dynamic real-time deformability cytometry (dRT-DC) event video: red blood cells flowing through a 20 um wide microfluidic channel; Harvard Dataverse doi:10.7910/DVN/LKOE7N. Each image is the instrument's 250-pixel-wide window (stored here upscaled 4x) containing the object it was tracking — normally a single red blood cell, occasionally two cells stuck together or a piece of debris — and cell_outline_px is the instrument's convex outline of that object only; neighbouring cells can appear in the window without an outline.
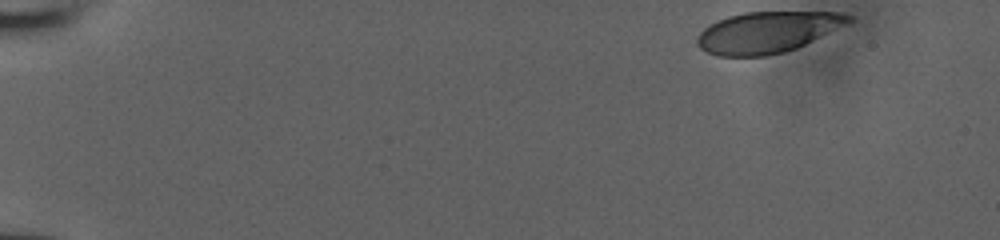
{"species": "human", "species_latin": "Homo sapiens", "temperature_condition": "room temperature", "stored_images_in_passage": 41, "camera_frame_rate_fps": 3000, "um_per_image_px": 0.085, "donor": {"sex": "male"}, "frame": {"image": 1, "passage_image": 1, "time_ms": 0.0, "image_size_px": [1000, 240], "cell_outline_px": [[852, 20], [796, 48], [784, 52], [764, 56], [720, 56], [708, 52], [700, 48], [696, 44], [696, 40], [700, 32], [708, 24], [716, 20], [728, 16], [744, 12], [840, 12], [852, 16]], "centroid_in_image_um": [65.15, 2.73], "position_along_channel_um": 19.9, "area_um2": 35.95}}
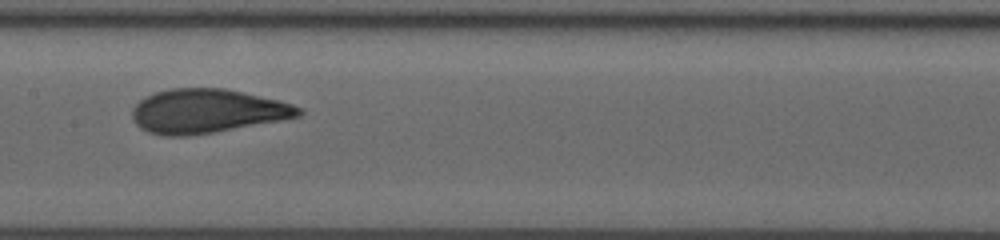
{"frame": {"image": 2, "passage_image": 24, "time_ms": 7.667, "image_size_px": [1000, 240], "cell_outline_px": [[304, 112], [300, 116], [280, 120], [212, 132], [184, 136], [164, 136], [148, 132], [140, 128], [136, 124], [132, 116], [132, 108], [144, 96], [156, 92], [172, 88], [224, 88], [280, 100], [304, 108]], "centroid_in_image_um": [17.59, 9.43], "position_along_channel_um": 189.8, "area_um2": 42.6}}
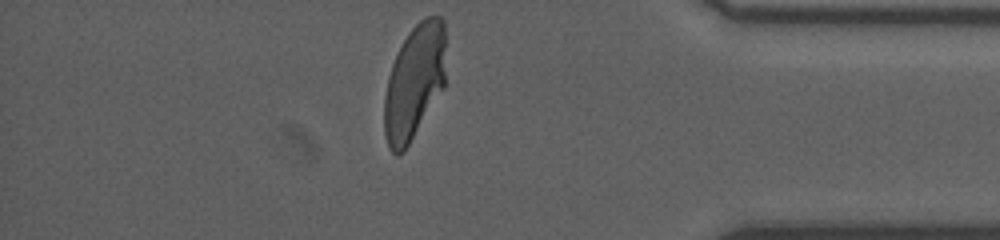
{"frame": {"image": 3, "passage_image": 41, "time_ms": 13.333, "image_size_px": [1000, 240], "cell_outline_px": [[444, 88], [404, 152], [396, 156], [388, 148], [384, 132], [384, 96], [388, 76], [392, 64], [408, 32], [424, 16], [440, 16], [444, 20]], "centroid_in_image_um": [35.2, 7.01], "position_along_channel_um": 400.0, "area_um2": 41.21}}